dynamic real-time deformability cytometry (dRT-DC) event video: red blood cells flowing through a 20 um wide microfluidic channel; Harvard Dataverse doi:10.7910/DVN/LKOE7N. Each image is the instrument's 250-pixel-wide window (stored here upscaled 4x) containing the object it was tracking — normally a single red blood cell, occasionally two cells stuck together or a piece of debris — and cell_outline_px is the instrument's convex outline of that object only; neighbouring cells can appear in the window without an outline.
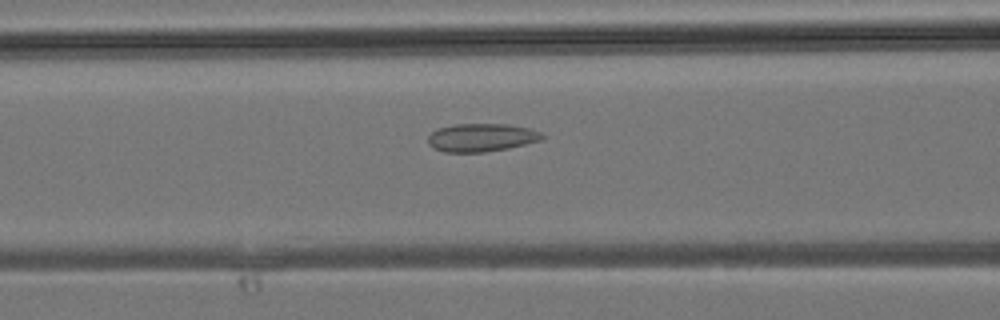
{"species": "common noctule bat (a hibernating species)", "species_latin": "Nyctalus noctula", "temperature_condition": "room temperature", "stored_images_in_passage": 30, "camera_frame_rate_fps": 3000, "um_per_image_px": 0.085, "animal": {"sex": "male", "body_mass_g": 19.2, "forearm_length_mm": 51.8}, "frame": {"image": 1, "passage_image": 9, "time_ms": 2.667, "image_size_px": [1000, 320], "cell_outline_px": [[544, 140], [508, 148], [484, 152], [444, 152], [432, 148], [428, 144], [428, 136], [436, 128], [456, 124], [508, 124], [528, 128], [540, 132], [544, 136]], "centroid_in_image_um": [40.9, 11.69], "position_along_channel_um": 125.7, "area_um2": 18.84}}
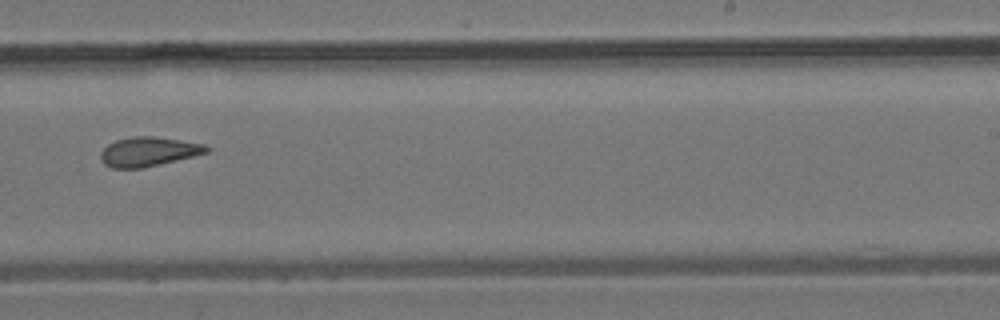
{"frame": {"image": 2, "passage_image": 17, "time_ms": 5.333, "image_size_px": [1000, 320], "cell_outline_px": [[208, 152], [144, 168], [112, 168], [104, 164], [100, 156], [100, 152], [108, 144], [116, 140], [132, 136], [152, 136], [204, 144], [208, 148]], "centroid_in_image_um": [12.57, 12.89], "position_along_channel_um": 276.4, "area_um2": 17.86}}
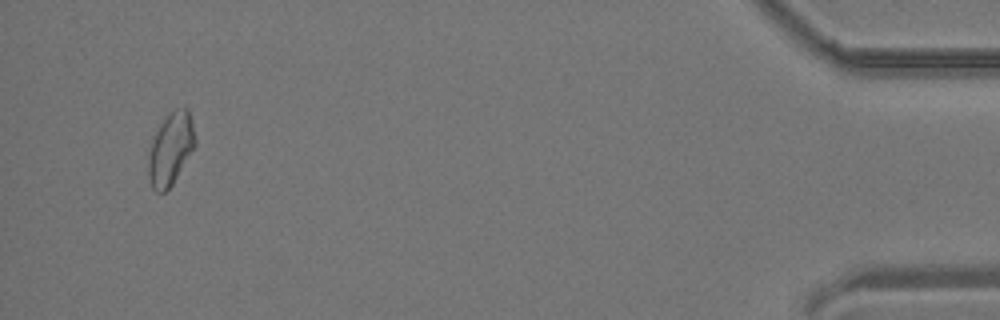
{"frame": {"image": 3, "passage_image": 29, "time_ms": 9.333, "image_size_px": [1000, 320], "cell_outline_px": [[196, 144], [172, 184], [164, 192], [156, 192], [152, 188], [148, 176], [148, 156], [152, 140], [160, 124], [168, 112], [176, 108], [188, 108], [196, 140]], "centroid_in_image_um": [14.49, 12.64], "position_along_channel_um": 420.7, "area_um2": 19.54}}